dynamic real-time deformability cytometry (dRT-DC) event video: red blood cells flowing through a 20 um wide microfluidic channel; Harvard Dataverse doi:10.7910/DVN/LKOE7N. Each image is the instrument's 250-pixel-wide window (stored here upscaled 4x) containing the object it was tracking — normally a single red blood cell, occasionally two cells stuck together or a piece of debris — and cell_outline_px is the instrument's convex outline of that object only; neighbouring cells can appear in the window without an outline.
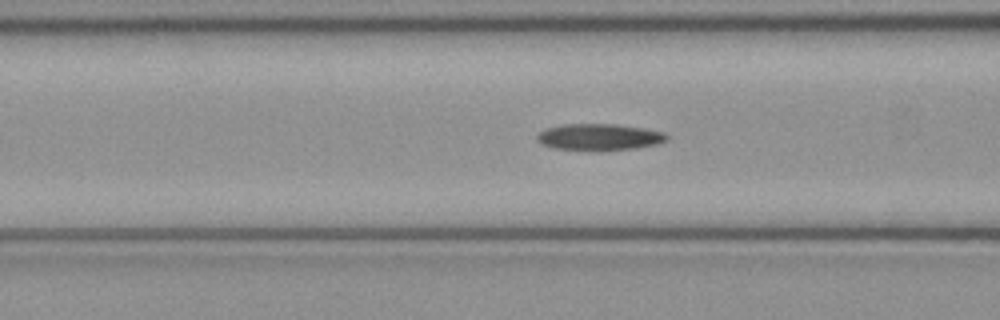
{"species": "common noctule bat (a hibernating species)", "species_latin": "Nyctalus noctula", "temperature_condition": "cold", "stored_images_in_passage": 47, "camera_frame_rate_fps": 3000, "um_per_image_px": 0.085, "animal": {"sex": "female", "body_mass_g": 21.9}, "frame": {"image": 1, "passage_image": 16, "time_ms": 5.0, "image_size_px": [1000, 320], "cell_outline_px": [[668, 140], [660, 144], [636, 148], [600, 152], [596, 152], [552, 148], [536, 140], [536, 136], [540, 132], [548, 128], [564, 124], [616, 124], [644, 128], [664, 132], [668, 136]], "centroid_in_image_um": [50.98, 11.67], "position_along_channel_um": 115.6, "area_um2": 20.58}}
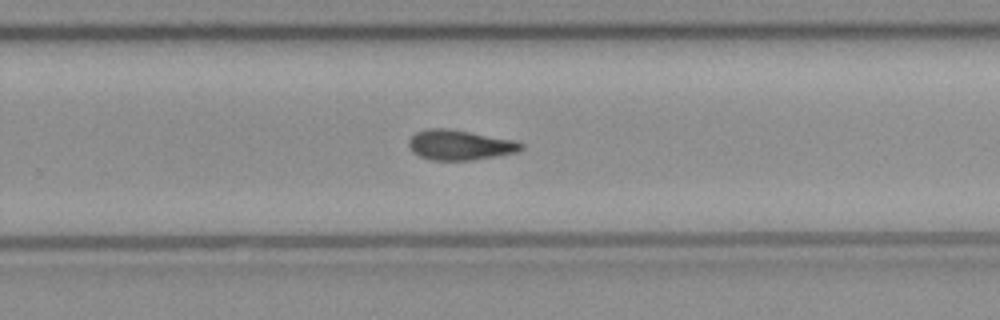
{"frame": {"image": 2, "passage_image": 29, "time_ms": 9.333, "image_size_px": [1000, 320], "cell_outline_px": [[524, 148], [520, 152], [472, 160], [432, 160], [420, 156], [412, 152], [408, 144], [408, 140], [416, 132], [428, 128], [448, 128], [516, 140], [524, 144]], "centroid_in_image_um": [39.11, 12.32], "position_along_channel_um": 290.7, "area_um2": 19.88}}
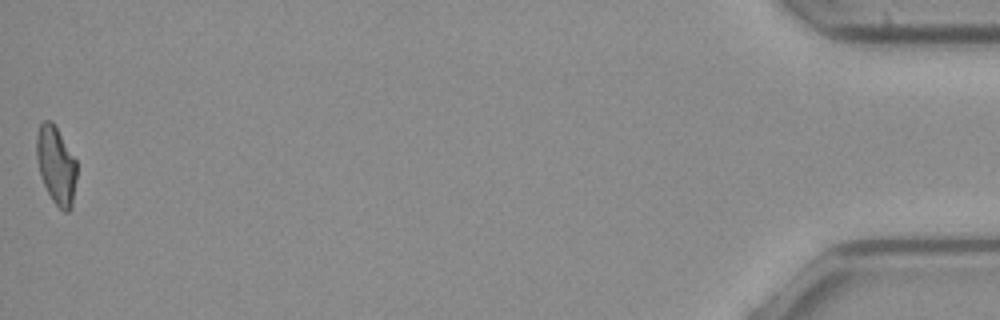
{"frame": {"image": 3, "passage_image": 47, "time_ms": 15.333, "image_size_px": [1000, 320], "cell_outline_px": [[76, 180], [72, 208], [68, 212], [64, 212], [52, 200], [40, 176], [36, 156], [36, 136], [40, 124], [44, 120], [52, 120], [76, 160]], "centroid_in_image_um": [4.77, 14.05], "position_along_channel_um": 430.4, "area_um2": 18.26}, "authors_computed_cell_mechanics": {"area_um2": 19.363, "velocity_mm_per_s": 4.0383, "shape_relaxation_time_tau1_ms": 9.5494, "shape_relaxation_time_tau2_ms": 10.9916, "deformation_change_tau1": 0.2207, "deformation_change_tau2": 0.2368}}